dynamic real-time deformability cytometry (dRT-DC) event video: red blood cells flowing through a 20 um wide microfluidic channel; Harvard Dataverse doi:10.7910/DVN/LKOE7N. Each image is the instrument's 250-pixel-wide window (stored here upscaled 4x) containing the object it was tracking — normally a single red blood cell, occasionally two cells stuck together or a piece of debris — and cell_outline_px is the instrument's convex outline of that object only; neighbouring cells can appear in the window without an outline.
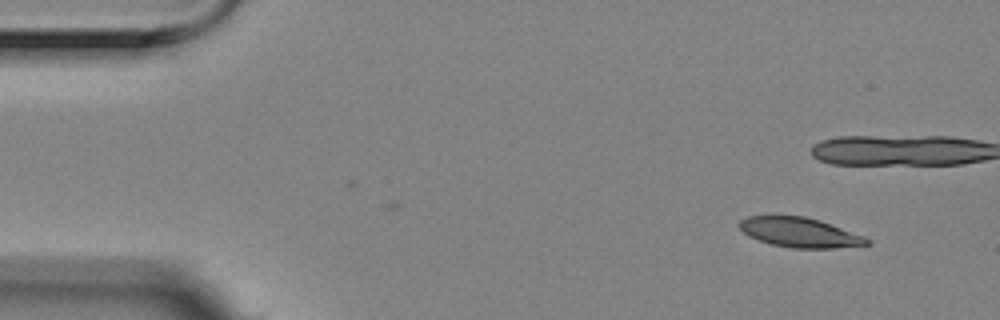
{"species": "Egyptian fruit bat (a non-hibernating species)", "species_latin": "Rousettus aegyptiacus", "temperature_condition": "room temperature", "stored_images_in_passage": 3, "camera_frame_rate_fps": 3000, "um_per_image_px": 0.085, "animal": {"sex": "female"}, "frame": {"image": 1, "passage_image": 3, "time_ms": 0.667, "image_size_px": [1000, 320], "cell_outline_px": [[872, 244], [832, 248], [792, 248], [772, 244], [748, 236], [740, 228], [740, 220], [748, 216], [804, 216], [820, 220], [864, 236], [872, 240]], "centroid_in_image_um": [68.01, 19.76], "position_along_channel_um": 17.0, "area_um2": 21.91}}